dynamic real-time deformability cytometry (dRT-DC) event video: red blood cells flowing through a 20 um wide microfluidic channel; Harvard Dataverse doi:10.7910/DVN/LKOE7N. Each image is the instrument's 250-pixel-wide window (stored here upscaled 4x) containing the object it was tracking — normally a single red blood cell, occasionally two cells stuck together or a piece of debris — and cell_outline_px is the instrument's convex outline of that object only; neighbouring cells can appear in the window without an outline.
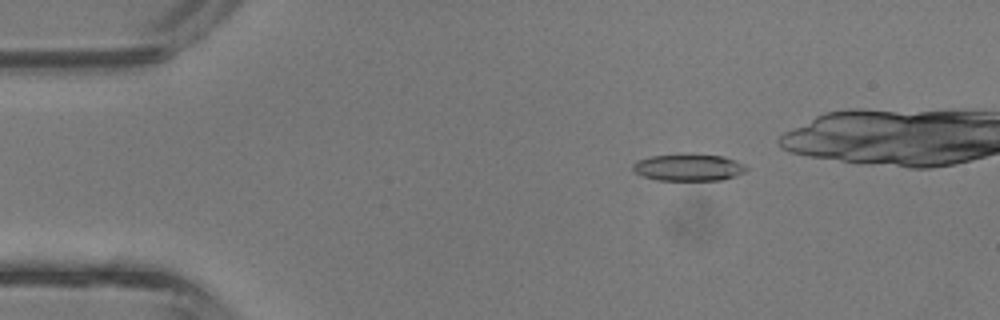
{"species": "common noctule bat (a hibernating species)", "species_latin": "Nyctalus noctula", "temperature_condition": "room temperature", "stored_images_in_passage": 35, "camera_frame_rate_fps": 3000, "um_per_image_px": 0.085, "animal": {"sex": "male", "body_mass_g": 13.3}, "frame": {"image": 1, "passage_image": 7, "time_ms": 2.0, "image_size_px": [1000, 320], "cell_outline_px": [[748, 168], [744, 172], [736, 176], [720, 180], [656, 180], [644, 176], [636, 172], [632, 168], [632, 164], [636, 160], [652, 156], [688, 152], [724, 156], [736, 160], [744, 164]], "centroid_in_image_um": [58.54, 14.2], "position_along_channel_um": 26.5, "area_um2": 18.26}}
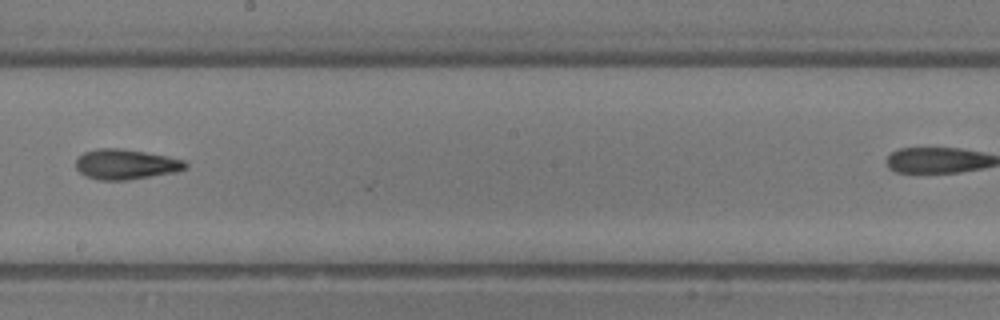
{"frame": {"image": 2, "passage_image": 24, "time_ms": 7.667, "image_size_px": [1000, 320], "cell_outline_px": [[188, 168], [176, 172], [128, 180], [100, 180], [84, 176], [76, 168], [76, 160], [84, 152], [100, 148], [120, 148], [168, 156], [184, 160], [188, 164]], "centroid_in_image_um": [10.71, 13.97], "position_along_channel_um": 237.5, "area_um2": 19.31}}
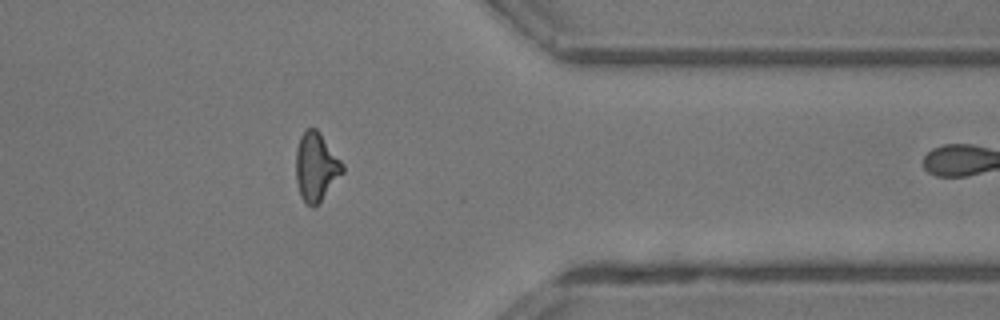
{"frame": {"image": 3, "passage_image": 34, "time_ms": 11.0, "image_size_px": [1000, 320], "cell_outline_px": [[344, 172], [320, 200], [312, 208], [300, 196], [296, 180], [296, 148], [300, 136], [308, 128], [316, 128], [320, 132], [344, 164]], "centroid_in_image_um": [26.86, 14.15], "position_along_channel_um": 384.5, "area_um2": 18.44}}